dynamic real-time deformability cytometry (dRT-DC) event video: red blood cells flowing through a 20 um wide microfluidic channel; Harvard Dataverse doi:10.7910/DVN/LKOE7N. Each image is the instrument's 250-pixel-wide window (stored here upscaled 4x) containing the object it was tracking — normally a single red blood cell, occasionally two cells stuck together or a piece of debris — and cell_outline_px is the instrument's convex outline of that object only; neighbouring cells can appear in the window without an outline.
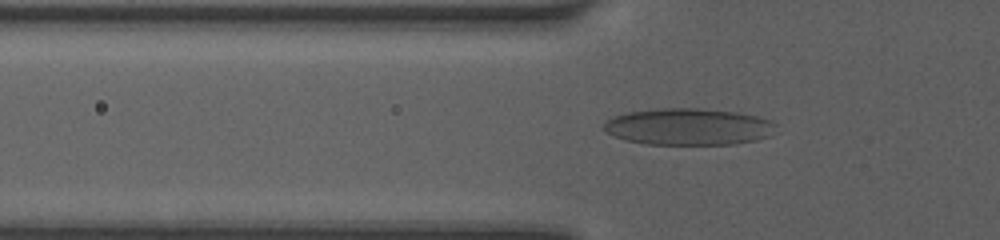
{"species": "human", "species_latin": "Homo sapiens", "temperature_condition": "room temperature", "stored_images_in_passage": 49, "camera_frame_rate_fps": 3000, "um_per_image_px": 0.085, "donor": {"sex": "female"}, "frame": {"image": 1, "passage_image": 16, "time_ms": 5.0, "image_size_px": [1000, 240], "cell_outline_px": [[776, 124], [768, 136], [756, 140], [736, 144], [648, 144], [628, 140], [616, 136], [608, 132], [604, 128], [604, 124], [608, 120], [616, 116], [628, 112], [664, 108], [696, 108], [736, 112], [756, 116], [772, 120]], "centroid_in_image_um": [58.56, 10.77], "position_along_channel_um": 67.2, "area_um2": 36.3}}
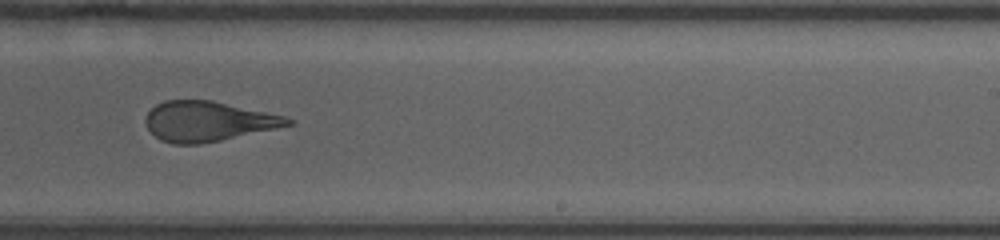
{"frame": {"image": 2, "passage_image": 31, "time_ms": 10.0, "image_size_px": [1000, 240], "cell_outline_px": [[292, 124], [276, 128], [220, 140], [200, 144], [172, 144], [160, 140], [148, 128], [144, 120], [148, 112], [156, 104], [164, 100], [212, 100], [284, 116], [292, 120]], "centroid_in_image_um": [17.62, 10.31], "position_along_channel_um": 271.4, "area_um2": 32.77}}
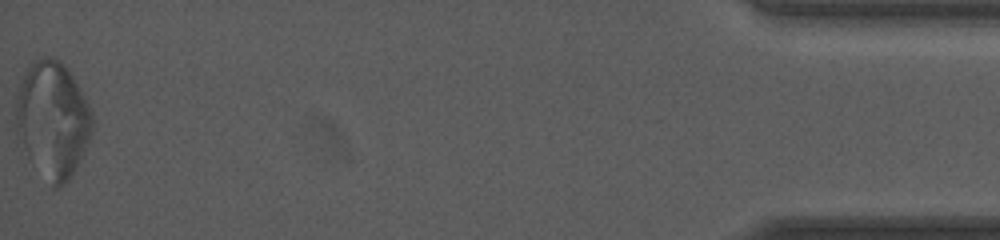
{"frame": {"image": 3, "passage_image": 49, "time_ms": 16.0, "image_size_px": [1000, 240], "cell_outline_px": [[92, 132], [88, 144], [84, 152], [68, 180], [60, 188], [52, 188], [28, 156], [16, 132], [16, 96], [20, 80], [24, 68], [28, 64], [40, 56], [52, 56], [60, 60], [68, 68], [92, 108]], "centroid_in_image_um": [4.47, 10.1], "position_along_channel_um": 430.7, "area_um2": 52.31}, "authors_computed_cell_mechanics": {"area_um2": 37.0498, "velocity_mm_per_s": 4.1111, "shape_relaxation_time_tau1_ms": null, "shape_relaxation_time_tau2_ms": 0.8307, "deformation_change_tau1": null, "deformation_change_tau2": 0.0952}}